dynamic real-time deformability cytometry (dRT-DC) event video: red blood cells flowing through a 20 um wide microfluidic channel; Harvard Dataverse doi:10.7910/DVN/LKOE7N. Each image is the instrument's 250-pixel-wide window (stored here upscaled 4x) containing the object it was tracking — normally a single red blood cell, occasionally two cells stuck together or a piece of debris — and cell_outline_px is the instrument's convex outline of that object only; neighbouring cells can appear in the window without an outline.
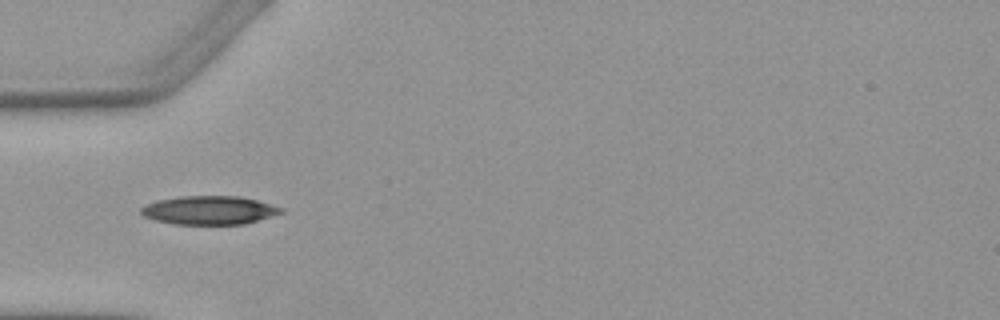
{"species": "Egyptian fruit bat (a non-hibernating species)", "species_latin": "Rousettus aegyptiacus", "temperature_condition": "warm", "stored_images_in_passage": 3, "camera_frame_rate_fps": 3000, "um_per_image_px": 0.085, "animal": {"sex": "female"}, "frame": {"image": 1, "passage_image": 1, "time_ms": 0.0, "image_size_px": [1000, 320], "cell_outline_px": [[284, 212], [244, 224], [176, 224], [156, 220], [144, 216], [140, 212], [140, 208], [144, 204], [156, 200], [180, 196], [240, 196], [256, 200], [284, 208]], "centroid_in_image_um": [17.76, 17.86], "position_along_channel_um": 67.2, "area_um2": 23.29}}
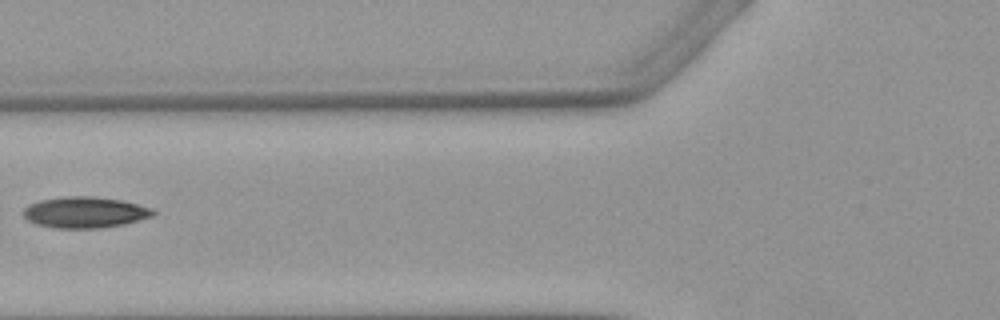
{"frame": {"image": 2, "passage_image": 2, "time_ms": 1.333, "image_size_px": [1000, 320], "cell_outline_px": [[156, 212], [152, 216], [124, 224], [100, 228], [56, 228], [36, 224], [28, 220], [24, 216], [24, 208], [28, 204], [40, 200], [60, 196], [92, 196], [120, 200], [152, 208]], "centroid_in_image_um": [7.19, 18.04], "position_along_channel_um": 118.6, "area_um2": 23.47}}
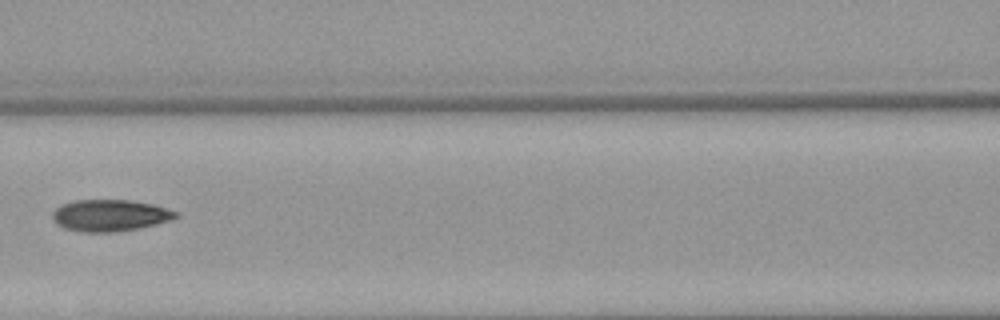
{"frame": {"image": 3, "passage_image": 3, "time_ms": 2.333, "image_size_px": [1000, 320], "cell_outline_px": [[180, 216], [172, 220], [140, 228], [116, 232], [80, 232], [64, 228], [56, 224], [52, 220], [52, 212], [60, 204], [76, 200], [128, 200], [152, 204], [176, 212]], "centroid_in_image_um": [9.31, 18.32], "position_along_channel_um": 157.3, "area_um2": 22.89}}